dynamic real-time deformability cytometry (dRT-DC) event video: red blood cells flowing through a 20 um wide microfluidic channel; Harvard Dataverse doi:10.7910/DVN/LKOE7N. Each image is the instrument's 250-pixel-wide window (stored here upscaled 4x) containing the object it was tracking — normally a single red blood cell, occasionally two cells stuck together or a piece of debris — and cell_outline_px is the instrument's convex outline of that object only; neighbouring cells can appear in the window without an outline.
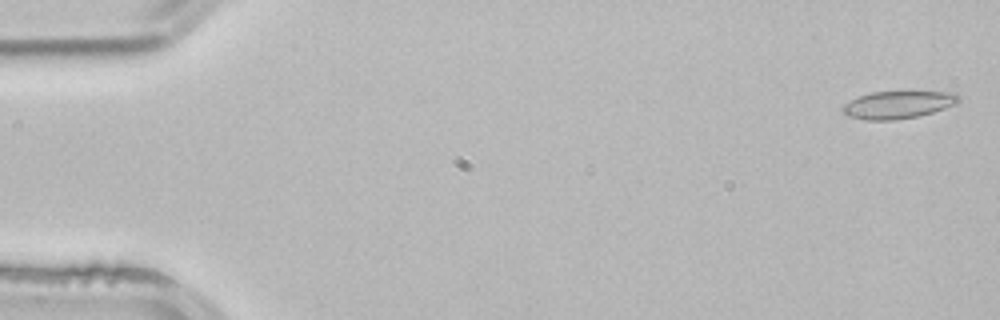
{"species": "common noctule bat (a hibernating species)", "species_latin": "Nyctalus noctula", "temperature_condition": "room temperature", "stored_images_in_passage": 10, "camera_frame_rate_fps": 3000, "um_per_image_px": 0.085, "animal": {"sex": "male", "body_mass_g": 21.5, "forearm_length_mm": 52.0}, "frame": {"image": 1, "passage_image": 2, "time_ms": 0.333, "image_size_px": [1000, 320], "cell_outline_px": [[960, 100], [956, 104], [920, 116], [896, 120], [864, 120], [848, 116], [840, 108], [844, 104], [860, 96], [872, 92], [904, 88], [912, 88], [956, 92]], "centroid_in_image_um": [76.41, 8.83], "position_along_channel_um": 8.6, "area_um2": 19.83}}